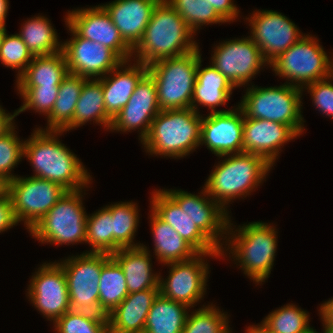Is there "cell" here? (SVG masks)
Returning <instances> with one entry per match:
<instances>
[{"label": "cell", "instance_id": "obj_1", "mask_svg": "<svg viewBox=\"0 0 333 333\" xmlns=\"http://www.w3.org/2000/svg\"><path fill=\"white\" fill-rule=\"evenodd\" d=\"M63 133L35 128L24 142L23 157L30 162L35 177L57 183L67 191L88 188L92 177L81 159L58 139Z\"/></svg>", "mask_w": 333, "mask_h": 333}, {"label": "cell", "instance_id": "obj_2", "mask_svg": "<svg viewBox=\"0 0 333 333\" xmlns=\"http://www.w3.org/2000/svg\"><path fill=\"white\" fill-rule=\"evenodd\" d=\"M231 217L228 223L224 247L220 257L233 258L243 273L255 282L263 284L271 274L277 250V229L262 221L244 223L233 228ZM225 253V254H224ZM227 254V255H226ZM232 254V255H230Z\"/></svg>", "mask_w": 333, "mask_h": 333}, {"label": "cell", "instance_id": "obj_3", "mask_svg": "<svg viewBox=\"0 0 333 333\" xmlns=\"http://www.w3.org/2000/svg\"><path fill=\"white\" fill-rule=\"evenodd\" d=\"M193 36L195 33L184 19L165 0H160L141 41L132 50V57L149 66L161 59L187 54L200 47Z\"/></svg>", "mask_w": 333, "mask_h": 333}, {"label": "cell", "instance_id": "obj_4", "mask_svg": "<svg viewBox=\"0 0 333 333\" xmlns=\"http://www.w3.org/2000/svg\"><path fill=\"white\" fill-rule=\"evenodd\" d=\"M220 158L224 160L214 166L204 187L210 197L229 213L227 205L255 191L263 184L273 166L263 157L245 152Z\"/></svg>", "mask_w": 333, "mask_h": 333}, {"label": "cell", "instance_id": "obj_5", "mask_svg": "<svg viewBox=\"0 0 333 333\" xmlns=\"http://www.w3.org/2000/svg\"><path fill=\"white\" fill-rule=\"evenodd\" d=\"M202 116L192 108L161 110L151 122L142 147L152 156H188L199 147Z\"/></svg>", "mask_w": 333, "mask_h": 333}, {"label": "cell", "instance_id": "obj_6", "mask_svg": "<svg viewBox=\"0 0 333 333\" xmlns=\"http://www.w3.org/2000/svg\"><path fill=\"white\" fill-rule=\"evenodd\" d=\"M244 93L238 106L245 117L283 123L298 136L304 133L303 89L286 83L274 87L252 85Z\"/></svg>", "mask_w": 333, "mask_h": 333}, {"label": "cell", "instance_id": "obj_7", "mask_svg": "<svg viewBox=\"0 0 333 333\" xmlns=\"http://www.w3.org/2000/svg\"><path fill=\"white\" fill-rule=\"evenodd\" d=\"M199 47L187 54L158 60L148 66L157 87L161 110L191 108L198 62Z\"/></svg>", "mask_w": 333, "mask_h": 333}, {"label": "cell", "instance_id": "obj_8", "mask_svg": "<svg viewBox=\"0 0 333 333\" xmlns=\"http://www.w3.org/2000/svg\"><path fill=\"white\" fill-rule=\"evenodd\" d=\"M83 189L66 191L59 201L29 231L41 244L74 245L86 242L87 213Z\"/></svg>", "mask_w": 333, "mask_h": 333}, {"label": "cell", "instance_id": "obj_9", "mask_svg": "<svg viewBox=\"0 0 333 333\" xmlns=\"http://www.w3.org/2000/svg\"><path fill=\"white\" fill-rule=\"evenodd\" d=\"M304 34L289 49L282 52L269 67L276 76L286 78V84L303 89L306 85L331 75L333 58L327 55L319 39ZM290 81V82H289Z\"/></svg>", "mask_w": 333, "mask_h": 333}, {"label": "cell", "instance_id": "obj_10", "mask_svg": "<svg viewBox=\"0 0 333 333\" xmlns=\"http://www.w3.org/2000/svg\"><path fill=\"white\" fill-rule=\"evenodd\" d=\"M110 254L83 252L58 263L63 267L72 311L104 315L99 307V282L104 262Z\"/></svg>", "mask_w": 333, "mask_h": 333}, {"label": "cell", "instance_id": "obj_11", "mask_svg": "<svg viewBox=\"0 0 333 333\" xmlns=\"http://www.w3.org/2000/svg\"><path fill=\"white\" fill-rule=\"evenodd\" d=\"M67 190L57 183L35 176L20 177L7 182L17 221L30 231L59 201Z\"/></svg>", "mask_w": 333, "mask_h": 333}, {"label": "cell", "instance_id": "obj_12", "mask_svg": "<svg viewBox=\"0 0 333 333\" xmlns=\"http://www.w3.org/2000/svg\"><path fill=\"white\" fill-rule=\"evenodd\" d=\"M205 257L216 259L220 254L199 253L190 260L165 264L170 267L169 275L165 279L159 275V293L189 308L197 306L207 291L210 267Z\"/></svg>", "mask_w": 333, "mask_h": 333}, {"label": "cell", "instance_id": "obj_13", "mask_svg": "<svg viewBox=\"0 0 333 333\" xmlns=\"http://www.w3.org/2000/svg\"><path fill=\"white\" fill-rule=\"evenodd\" d=\"M211 63L236 88L249 85V81L269 64L260 48L248 37L228 39L215 45Z\"/></svg>", "mask_w": 333, "mask_h": 333}, {"label": "cell", "instance_id": "obj_14", "mask_svg": "<svg viewBox=\"0 0 333 333\" xmlns=\"http://www.w3.org/2000/svg\"><path fill=\"white\" fill-rule=\"evenodd\" d=\"M245 19L251 29L249 37L268 64L304 36L292 20L274 10H255Z\"/></svg>", "mask_w": 333, "mask_h": 333}, {"label": "cell", "instance_id": "obj_15", "mask_svg": "<svg viewBox=\"0 0 333 333\" xmlns=\"http://www.w3.org/2000/svg\"><path fill=\"white\" fill-rule=\"evenodd\" d=\"M39 266L30 279L26 296L43 317L54 323L71 310L66 276L56 261Z\"/></svg>", "mask_w": 333, "mask_h": 333}, {"label": "cell", "instance_id": "obj_16", "mask_svg": "<svg viewBox=\"0 0 333 333\" xmlns=\"http://www.w3.org/2000/svg\"><path fill=\"white\" fill-rule=\"evenodd\" d=\"M65 25L72 34L63 42L68 71L87 79H99L118 67L123 60L111 49L98 43L80 37L68 24Z\"/></svg>", "mask_w": 333, "mask_h": 333}, {"label": "cell", "instance_id": "obj_17", "mask_svg": "<svg viewBox=\"0 0 333 333\" xmlns=\"http://www.w3.org/2000/svg\"><path fill=\"white\" fill-rule=\"evenodd\" d=\"M163 190L186 212L196 227L221 250L226 240L230 215L210 197L206 188L203 186L200 195L181 189Z\"/></svg>", "mask_w": 333, "mask_h": 333}, {"label": "cell", "instance_id": "obj_18", "mask_svg": "<svg viewBox=\"0 0 333 333\" xmlns=\"http://www.w3.org/2000/svg\"><path fill=\"white\" fill-rule=\"evenodd\" d=\"M160 111L157 87L147 72L136 85L128 103L112 120L110 131L128 133L137 129L142 143L149 133L151 122Z\"/></svg>", "mask_w": 333, "mask_h": 333}, {"label": "cell", "instance_id": "obj_19", "mask_svg": "<svg viewBox=\"0 0 333 333\" xmlns=\"http://www.w3.org/2000/svg\"><path fill=\"white\" fill-rule=\"evenodd\" d=\"M67 24L80 36L113 50L123 61L132 60V49L125 43L110 15L101 5L68 11Z\"/></svg>", "mask_w": 333, "mask_h": 333}, {"label": "cell", "instance_id": "obj_20", "mask_svg": "<svg viewBox=\"0 0 333 333\" xmlns=\"http://www.w3.org/2000/svg\"><path fill=\"white\" fill-rule=\"evenodd\" d=\"M235 107L202 116L199 146L205 145L217 157L243 153L244 113Z\"/></svg>", "mask_w": 333, "mask_h": 333}, {"label": "cell", "instance_id": "obj_21", "mask_svg": "<svg viewBox=\"0 0 333 333\" xmlns=\"http://www.w3.org/2000/svg\"><path fill=\"white\" fill-rule=\"evenodd\" d=\"M299 137L288 125L247 118L243 123V152L263 157L272 166L284 144Z\"/></svg>", "mask_w": 333, "mask_h": 333}, {"label": "cell", "instance_id": "obj_22", "mask_svg": "<svg viewBox=\"0 0 333 333\" xmlns=\"http://www.w3.org/2000/svg\"><path fill=\"white\" fill-rule=\"evenodd\" d=\"M150 209L198 253L220 254V249L194 224L182 208L162 189L151 193Z\"/></svg>", "mask_w": 333, "mask_h": 333}, {"label": "cell", "instance_id": "obj_23", "mask_svg": "<svg viewBox=\"0 0 333 333\" xmlns=\"http://www.w3.org/2000/svg\"><path fill=\"white\" fill-rule=\"evenodd\" d=\"M160 0H114L102 6L120 36L133 50L141 41L153 9Z\"/></svg>", "mask_w": 333, "mask_h": 333}, {"label": "cell", "instance_id": "obj_24", "mask_svg": "<svg viewBox=\"0 0 333 333\" xmlns=\"http://www.w3.org/2000/svg\"><path fill=\"white\" fill-rule=\"evenodd\" d=\"M129 62L131 60L123 61L101 78L105 110L112 120L128 103L136 85L148 72V66L136 61L131 65Z\"/></svg>", "mask_w": 333, "mask_h": 333}, {"label": "cell", "instance_id": "obj_25", "mask_svg": "<svg viewBox=\"0 0 333 333\" xmlns=\"http://www.w3.org/2000/svg\"><path fill=\"white\" fill-rule=\"evenodd\" d=\"M158 294L159 289L129 293L107 315L109 333H143L148 312Z\"/></svg>", "mask_w": 333, "mask_h": 333}, {"label": "cell", "instance_id": "obj_26", "mask_svg": "<svg viewBox=\"0 0 333 333\" xmlns=\"http://www.w3.org/2000/svg\"><path fill=\"white\" fill-rule=\"evenodd\" d=\"M150 253L142 243L139 247L121 248L110 255L124 272L128 293L159 289L160 272H152Z\"/></svg>", "mask_w": 333, "mask_h": 333}, {"label": "cell", "instance_id": "obj_27", "mask_svg": "<svg viewBox=\"0 0 333 333\" xmlns=\"http://www.w3.org/2000/svg\"><path fill=\"white\" fill-rule=\"evenodd\" d=\"M202 60L198 62L191 108L199 114V105L211 109L209 113L226 112L228 109L216 110V107L225 106L236 88L212 64L201 68Z\"/></svg>", "mask_w": 333, "mask_h": 333}, {"label": "cell", "instance_id": "obj_28", "mask_svg": "<svg viewBox=\"0 0 333 333\" xmlns=\"http://www.w3.org/2000/svg\"><path fill=\"white\" fill-rule=\"evenodd\" d=\"M151 233L154 241V255L161 264L186 261L199 253L186 242L174 228L150 211Z\"/></svg>", "mask_w": 333, "mask_h": 333}, {"label": "cell", "instance_id": "obj_29", "mask_svg": "<svg viewBox=\"0 0 333 333\" xmlns=\"http://www.w3.org/2000/svg\"><path fill=\"white\" fill-rule=\"evenodd\" d=\"M89 121L101 125L106 131L110 130L112 124V119L105 110L101 78L85 80L75 107L73 120L63 131L76 129Z\"/></svg>", "mask_w": 333, "mask_h": 333}, {"label": "cell", "instance_id": "obj_30", "mask_svg": "<svg viewBox=\"0 0 333 333\" xmlns=\"http://www.w3.org/2000/svg\"><path fill=\"white\" fill-rule=\"evenodd\" d=\"M68 73L63 51L48 56H34L16 79V86H59Z\"/></svg>", "mask_w": 333, "mask_h": 333}, {"label": "cell", "instance_id": "obj_31", "mask_svg": "<svg viewBox=\"0 0 333 333\" xmlns=\"http://www.w3.org/2000/svg\"><path fill=\"white\" fill-rule=\"evenodd\" d=\"M190 309L159 293L148 312L143 333H182Z\"/></svg>", "mask_w": 333, "mask_h": 333}, {"label": "cell", "instance_id": "obj_32", "mask_svg": "<svg viewBox=\"0 0 333 333\" xmlns=\"http://www.w3.org/2000/svg\"><path fill=\"white\" fill-rule=\"evenodd\" d=\"M87 78L68 73L59 85V93L51 113L47 116L46 128L42 130L63 131L73 120L81 90Z\"/></svg>", "mask_w": 333, "mask_h": 333}, {"label": "cell", "instance_id": "obj_33", "mask_svg": "<svg viewBox=\"0 0 333 333\" xmlns=\"http://www.w3.org/2000/svg\"><path fill=\"white\" fill-rule=\"evenodd\" d=\"M44 15L25 20L17 33L33 56H48L63 51L56 29Z\"/></svg>", "mask_w": 333, "mask_h": 333}, {"label": "cell", "instance_id": "obj_34", "mask_svg": "<svg viewBox=\"0 0 333 333\" xmlns=\"http://www.w3.org/2000/svg\"><path fill=\"white\" fill-rule=\"evenodd\" d=\"M105 207L112 215V254L121 248L141 246V243H135L133 240L140 218L137 203L121 201Z\"/></svg>", "mask_w": 333, "mask_h": 333}, {"label": "cell", "instance_id": "obj_35", "mask_svg": "<svg viewBox=\"0 0 333 333\" xmlns=\"http://www.w3.org/2000/svg\"><path fill=\"white\" fill-rule=\"evenodd\" d=\"M126 279L120 265L110 256L103 264L99 282V307L110 314L128 295Z\"/></svg>", "mask_w": 333, "mask_h": 333}, {"label": "cell", "instance_id": "obj_36", "mask_svg": "<svg viewBox=\"0 0 333 333\" xmlns=\"http://www.w3.org/2000/svg\"><path fill=\"white\" fill-rule=\"evenodd\" d=\"M309 317L306 310L289 303L271 311L261 324L271 333H307L312 328Z\"/></svg>", "mask_w": 333, "mask_h": 333}, {"label": "cell", "instance_id": "obj_37", "mask_svg": "<svg viewBox=\"0 0 333 333\" xmlns=\"http://www.w3.org/2000/svg\"><path fill=\"white\" fill-rule=\"evenodd\" d=\"M202 306L188 313L182 333H232L227 312L213 303Z\"/></svg>", "mask_w": 333, "mask_h": 333}, {"label": "cell", "instance_id": "obj_38", "mask_svg": "<svg viewBox=\"0 0 333 333\" xmlns=\"http://www.w3.org/2000/svg\"><path fill=\"white\" fill-rule=\"evenodd\" d=\"M196 33L203 25L226 23L207 0H165Z\"/></svg>", "mask_w": 333, "mask_h": 333}, {"label": "cell", "instance_id": "obj_39", "mask_svg": "<svg viewBox=\"0 0 333 333\" xmlns=\"http://www.w3.org/2000/svg\"><path fill=\"white\" fill-rule=\"evenodd\" d=\"M56 333H109L106 315L84 311H68L54 323Z\"/></svg>", "mask_w": 333, "mask_h": 333}, {"label": "cell", "instance_id": "obj_40", "mask_svg": "<svg viewBox=\"0 0 333 333\" xmlns=\"http://www.w3.org/2000/svg\"><path fill=\"white\" fill-rule=\"evenodd\" d=\"M86 243L92 248L86 252L112 254V215L106 207L87 214Z\"/></svg>", "mask_w": 333, "mask_h": 333}, {"label": "cell", "instance_id": "obj_41", "mask_svg": "<svg viewBox=\"0 0 333 333\" xmlns=\"http://www.w3.org/2000/svg\"><path fill=\"white\" fill-rule=\"evenodd\" d=\"M16 89L23 99L16 110L17 116L28 109L48 116L59 93V86H17Z\"/></svg>", "mask_w": 333, "mask_h": 333}, {"label": "cell", "instance_id": "obj_42", "mask_svg": "<svg viewBox=\"0 0 333 333\" xmlns=\"http://www.w3.org/2000/svg\"><path fill=\"white\" fill-rule=\"evenodd\" d=\"M16 125L0 137V177L9 182L17 177L11 172L24 156V142L16 134Z\"/></svg>", "mask_w": 333, "mask_h": 333}, {"label": "cell", "instance_id": "obj_43", "mask_svg": "<svg viewBox=\"0 0 333 333\" xmlns=\"http://www.w3.org/2000/svg\"><path fill=\"white\" fill-rule=\"evenodd\" d=\"M33 55L18 34L6 33L0 48V62L3 66L16 69V79L33 60Z\"/></svg>", "mask_w": 333, "mask_h": 333}, {"label": "cell", "instance_id": "obj_44", "mask_svg": "<svg viewBox=\"0 0 333 333\" xmlns=\"http://www.w3.org/2000/svg\"><path fill=\"white\" fill-rule=\"evenodd\" d=\"M332 78L329 76L325 79L318 80L314 83L308 84L303 88L307 89L310 93L313 106L317 108L323 115L333 119V83ZM305 89V90H304Z\"/></svg>", "mask_w": 333, "mask_h": 333}, {"label": "cell", "instance_id": "obj_45", "mask_svg": "<svg viewBox=\"0 0 333 333\" xmlns=\"http://www.w3.org/2000/svg\"><path fill=\"white\" fill-rule=\"evenodd\" d=\"M18 223L14 214L12 201L6 193L0 198V233L17 226Z\"/></svg>", "mask_w": 333, "mask_h": 333}, {"label": "cell", "instance_id": "obj_46", "mask_svg": "<svg viewBox=\"0 0 333 333\" xmlns=\"http://www.w3.org/2000/svg\"><path fill=\"white\" fill-rule=\"evenodd\" d=\"M225 22H234L240 11L233 0H207Z\"/></svg>", "mask_w": 333, "mask_h": 333}, {"label": "cell", "instance_id": "obj_47", "mask_svg": "<svg viewBox=\"0 0 333 333\" xmlns=\"http://www.w3.org/2000/svg\"><path fill=\"white\" fill-rule=\"evenodd\" d=\"M17 116L16 110L11 113H6V110L0 105V137L4 136L14 126V118Z\"/></svg>", "mask_w": 333, "mask_h": 333}, {"label": "cell", "instance_id": "obj_48", "mask_svg": "<svg viewBox=\"0 0 333 333\" xmlns=\"http://www.w3.org/2000/svg\"><path fill=\"white\" fill-rule=\"evenodd\" d=\"M318 311L323 325H333V298L321 304Z\"/></svg>", "mask_w": 333, "mask_h": 333}, {"label": "cell", "instance_id": "obj_49", "mask_svg": "<svg viewBox=\"0 0 333 333\" xmlns=\"http://www.w3.org/2000/svg\"><path fill=\"white\" fill-rule=\"evenodd\" d=\"M9 9L8 0H0V26L6 25V17Z\"/></svg>", "mask_w": 333, "mask_h": 333}, {"label": "cell", "instance_id": "obj_50", "mask_svg": "<svg viewBox=\"0 0 333 333\" xmlns=\"http://www.w3.org/2000/svg\"><path fill=\"white\" fill-rule=\"evenodd\" d=\"M245 333H271L266 327H264L261 323L257 325L246 326Z\"/></svg>", "mask_w": 333, "mask_h": 333}, {"label": "cell", "instance_id": "obj_51", "mask_svg": "<svg viewBox=\"0 0 333 333\" xmlns=\"http://www.w3.org/2000/svg\"><path fill=\"white\" fill-rule=\"evenodd\" d=\"M7 193V182L0 177V198Z\"/></svg>", "mask_w": 333, "mask_h": 333}, {"label": "cell", "instance_id": "obj_52", "mask_svg": "<svg viewBox=\"0 0 333 333\" xmlns=\"http://www.w3.org/2000/svg\"><path fill=\"white\" fill-rule=\"evenodd\" d=\"M6 33H7L6 25L0 26V48L2 46Z\"/></svg>", "mask_w": 333, "mask_h": 333}, {"label": "cell", "instance_id": "obj_53", "mask_svg": "<svg viewBox=\"0 0 333 333\" xmlns=\"http://www.w3.org/2000/svg\"><path fill=\"white\" fill-rule=\"evenodd\" d=\"M323 330L325 333H333V325H323Z\"/></svg>", "mask_w": 333, "mask_h": 333}, {"label": "cell", "instance_id": "obj_54", "mask_svg": "<svg viewBox=\"0 0 333 333\" xmlns=\"http://www.w3.org/2000/svg\"><path fill=\"white\" fill-rule=\"evenodd\" d=\"M307 333H320V332H317V331H316L315 329H313V327H312ZM323 333H325L324 330H323Z\"/></svg>", "mask_w": 333, "mask_h": 333}, {"label": "cell", "instance_id": "obj_55", "mask_svg": "<svg viewBox=\"0 0 333 333\" xmlns=\"http://www.w3.org/2000/svg\"><path fill=\"white\" fill-rule=\"evenodd\" d=\"M330 77H331L332 80H333V69H332V71H331V75H330Z\"/></svg>", "mask_w": 333, "mask_h": 333}]
</instances>
